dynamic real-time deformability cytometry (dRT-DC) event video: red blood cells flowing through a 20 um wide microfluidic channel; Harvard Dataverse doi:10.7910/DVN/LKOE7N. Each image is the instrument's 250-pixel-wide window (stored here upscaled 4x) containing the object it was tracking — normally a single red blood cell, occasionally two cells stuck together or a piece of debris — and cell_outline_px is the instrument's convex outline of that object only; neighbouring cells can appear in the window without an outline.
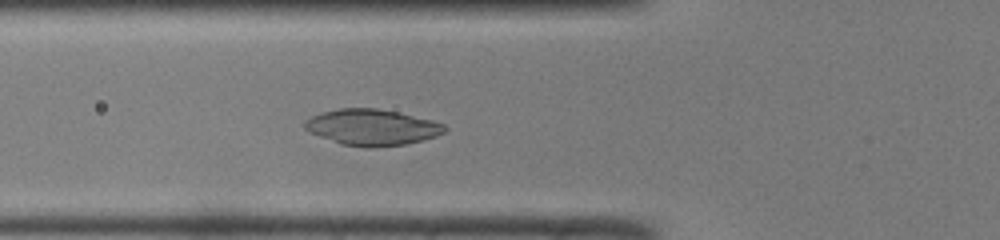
{"species": "common noctule bat (a hibernating species)", "species_latin": "Nyctalus noctula", "temperature_condition": "room temperature", "stored_images_in_passage": 48, "camera_frame_rate_fps": 3000, "um_per_image_px": 0.085, "animal": {"sex": "male", "body_mass_g": 19.0, "forearm_length_mm": 50.8}, "frame": {"image": 1, "passage_image": 17, "time_ms": 5.333, "image_size_px": [1000, 240], "cell_outline_px": [[448, 128], [444, 132], [436, 136], [424, 140], [404, 144], [368, 148], [340, 144], [308, 132], [304, 128], [304, 124], [312, 116], [324, 112], [340, 108], [376, 108], [396, 112], [432, 120], [444, 124]], "centroid_in_image_um": [31.62, 10.83], "position_along_channel_um": 94.2, "area_um2": 29.25}}
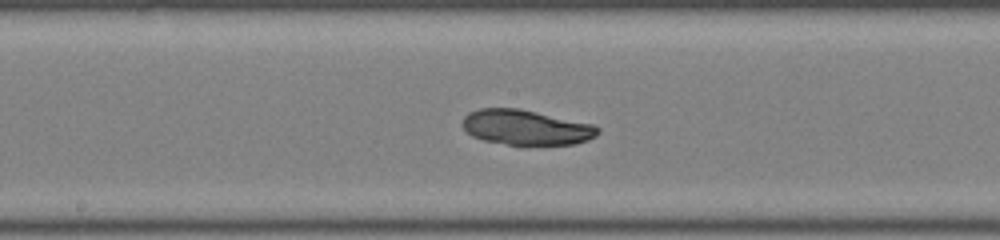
{"frame": {"image": 2, "passage_image": 25, "time_ms": 8.0, "image_size_px": [1000, 240], "cell_outline_px": [[600, 132], [596, 136], [588, 140], [576, 144], [524, 148], [520, 148], [484, 140], [472, 136], [464, 128], [464, 116], [468, 112], [480, 108], [520, 108], [596, 124], [600, 128]], "centroid_in_image_um": [44.79, 10.87], "position_along_channel_um": 203.4, "area_um2": 28.96}}
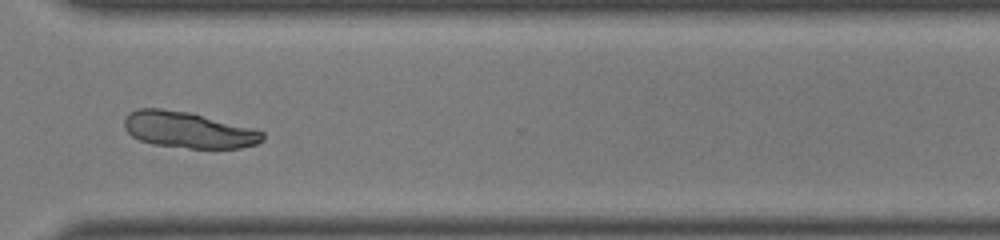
{"frame": {"image": 3, "passage_image": 36, "time_ms": 11.667, "image_size_px": [1000, 240], "cell_outline_px": [[264, 140], [256, 144], [240, 148], [188, 148], [152, 144], [140, 140], [132, 136], [124, 128], [124, 120], [128, 112], [136, 108], [160, 108], [192, 112], [264, 132]], "centroid_in_image_um": [15.96, 11.03], "position_along_channel_um": 354.6, "area_um2": 29.25}}